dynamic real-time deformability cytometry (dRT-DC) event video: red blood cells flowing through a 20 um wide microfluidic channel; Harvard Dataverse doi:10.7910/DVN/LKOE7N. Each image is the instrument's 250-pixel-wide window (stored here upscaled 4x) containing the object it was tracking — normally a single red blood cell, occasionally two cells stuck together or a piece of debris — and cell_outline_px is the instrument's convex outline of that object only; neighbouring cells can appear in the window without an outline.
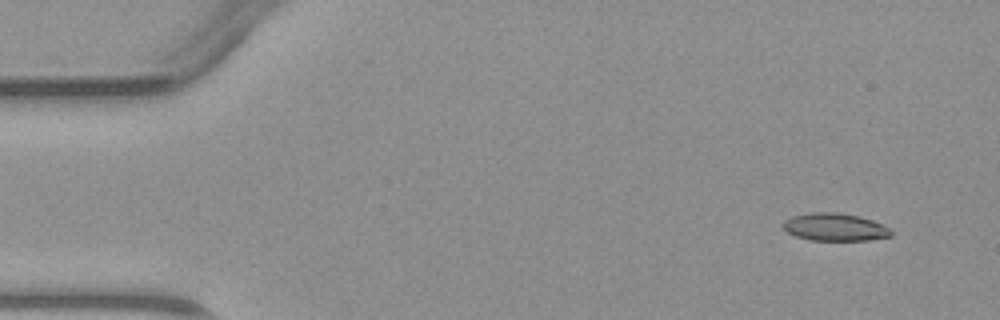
{"species": "common noctule bat (a hibernating species)", "species_latin": "Nyctalus noctula", "temperature_condition": "warm", "stored_images_in_passage": 4, "camera_frame_rate_fps": 3000, "um_per_image_px": 0.085, "animal": {"sex": "male", "body_mass_g": 23.1, "forearm_length_mm": 52.7}, "frame": {"image": 1, "passage_image": 1, "time_ms": 0.0, "image_size_px": [1000, 320], "cell_outline_px": [[892, 236], [868, 240], [808, 240], [796, 236], [788, 232], [780, 224], [784, 220], [792, 216], [812, 212], [836, 212], [860, 216], [872, 220], [888, 228], [892, 232]], "centroid_in_image_um": [70.93, 19.3], "position_along_channel_um": 14.1, "area_um2": 17.4}}
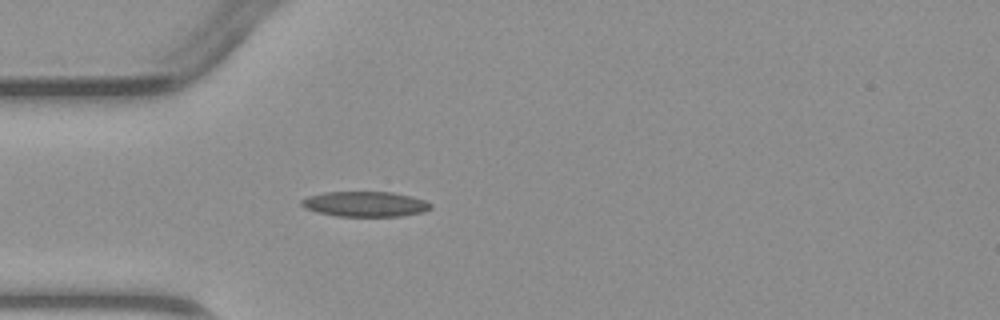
{"frame": {"image": 2, "passage_image": 4, "time_ms": 3.333, "image_size_px": [1000, 320], "cell_outline_px": [[432, 208], [424, 212], [400, 216], [336, 216], [316, 212], [304, 208], [300, 204], [300, 200], [308, 196], [324, 192], [392, 192], [424, 200], [432, 204]], "centroid_in_image_um": [31.0, 17.35], "position_along_channel_um": 54.0, "area_um2": 19.02}}